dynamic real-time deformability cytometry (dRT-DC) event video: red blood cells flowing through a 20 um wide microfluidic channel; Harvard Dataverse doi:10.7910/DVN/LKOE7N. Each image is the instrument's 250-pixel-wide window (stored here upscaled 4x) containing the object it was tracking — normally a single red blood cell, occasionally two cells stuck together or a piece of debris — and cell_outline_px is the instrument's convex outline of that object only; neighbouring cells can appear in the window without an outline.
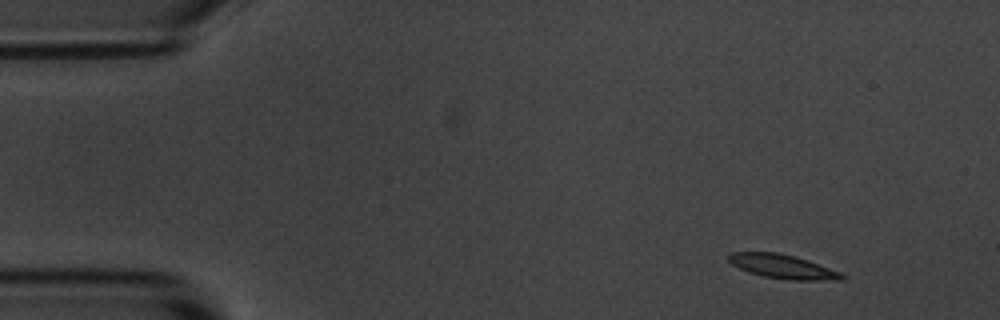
{"species": "common noctule bat (a hibernating species)", "species_latin": "Nyctalus noctula", "temperature_condition": "room temperature", "stored_images_in_passage": 5, "camera_frame_rate_fps": 3000, "um_per_image_px": 0.085, "animal": {"sex": "male", "body_mass_g": 20.1, "forearm_length_mm": 53.5}, "frame": {"image": 1, "passage_image": 1, "time_ms": 0.0, "image_size_px": [1000, 320], "cell_outline_px": [[844, 280], [788, 280], [764, 276], [748, 272], [732, 264], [728, 260], [728, 256], [732, 252], [776, 252], [808, 260], [840, 272], [844, 276]], "centroid_in_image_um": [66.52, 22.66], "position_along_channel_um": 18.5, "area_um2": 15.66}}